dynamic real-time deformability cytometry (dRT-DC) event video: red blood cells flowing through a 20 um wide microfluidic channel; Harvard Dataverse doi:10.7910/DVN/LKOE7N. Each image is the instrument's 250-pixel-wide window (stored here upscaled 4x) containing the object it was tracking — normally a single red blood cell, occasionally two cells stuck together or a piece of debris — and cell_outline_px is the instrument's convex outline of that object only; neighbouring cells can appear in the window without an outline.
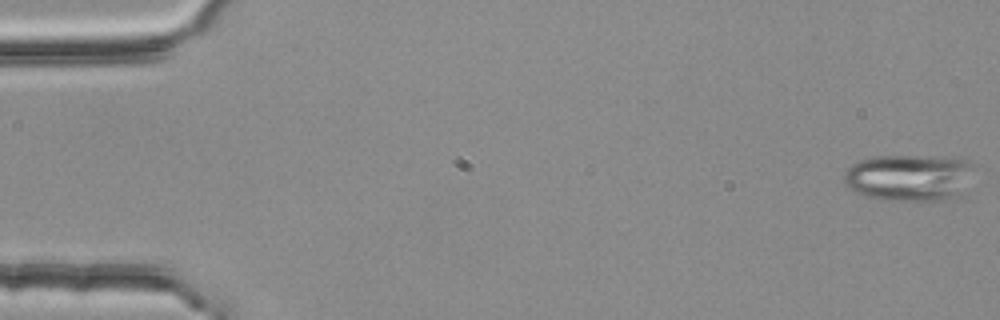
{"species": "common noctule bat (a hibernating species)", "species_latin": "Nyctalus noctula", "temperature_condition": "room temperature", "stored_images_in_passage": 54, "camera_frame_rate_fps": 3000, "um_per_image_px": 0.085, "animal": {"sex": "female", "body_mass_g": 25.1}, "frame": {"image": 1, "passage_image": 1, "time_ms": 0.0, "image_size_px": [1000, 320], "cell_outline_px": [[980, 164], [968, 192], [944, 200], [880, 200], [864, 196], [848, 188], [844, 184], [844, 172], [852, 164], [860, 160], [876, 156], [924, 156], [972, 160]], "centroid_in_image_um": [77.42, 15.09], "position_along_channel_um": 7.6, "area_um2": 36.76}}
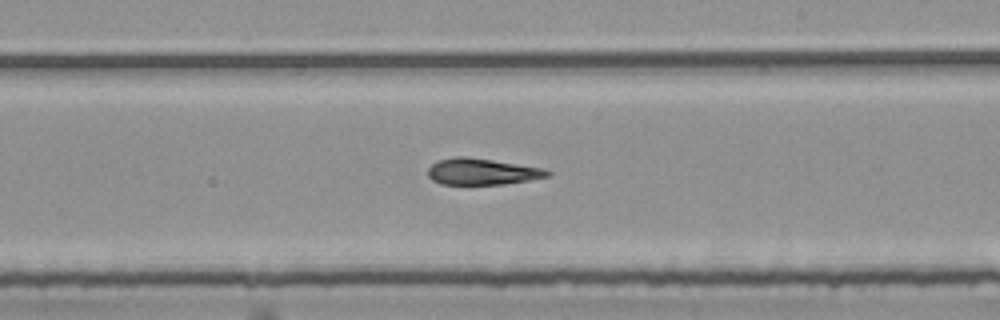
{"frame": {"image": 2, "passage_image": 32, "time_ms": 10.333, "image_size_px": [1000, 320], "cell_outline_px": [[552, 176], [504, 184], [440, 184], [432, 180], [428, 176], [428, 168], [436, 160], [456, 156], [468, 156], [544, 168], [552, 172]], "centroid_in_image_um": [40.97, 14.58], "position_along_channel_um": 248.0, "area_um2": 18.55}}
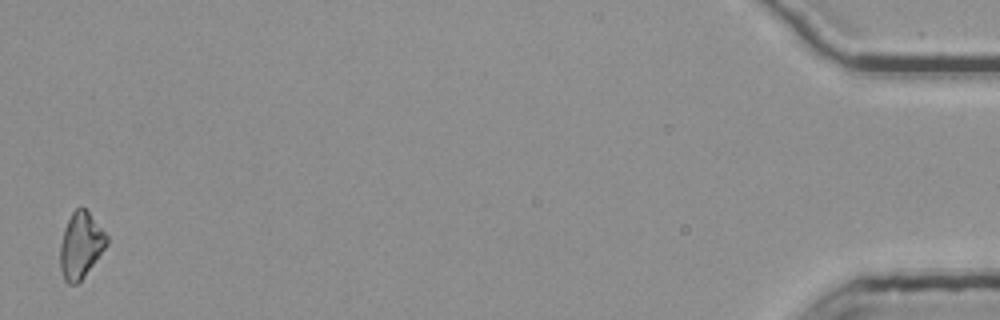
{"frame": {"image": 3, "passage_image": 54, "time_ms": 17.667, "image_size_px": [1000, 320], "cell_outline_px": [[108, 244], [84, 276], [76, 284], [68, 284], [64, 280], [60, 268], [60, 244], [64, 228], [72, 212], [76, 208], [84, 208], [88, 212], [108, 236]], "centroid_in_image_um": [6.85, 20.86], "position_along_channel_um": 428.4, "area_um2": 17.69}, "authors_computed_cell_mechanics": {"area_um2": 18.9873, "velocity_mm_per_s": 3.7746, "shape_relaxation_time_tau1_ms": null, "shape_relaxation_time_tau2_ms": 9.6603, "deformation_change_tau1": null, "deformation_change_tau2": 0.212}}